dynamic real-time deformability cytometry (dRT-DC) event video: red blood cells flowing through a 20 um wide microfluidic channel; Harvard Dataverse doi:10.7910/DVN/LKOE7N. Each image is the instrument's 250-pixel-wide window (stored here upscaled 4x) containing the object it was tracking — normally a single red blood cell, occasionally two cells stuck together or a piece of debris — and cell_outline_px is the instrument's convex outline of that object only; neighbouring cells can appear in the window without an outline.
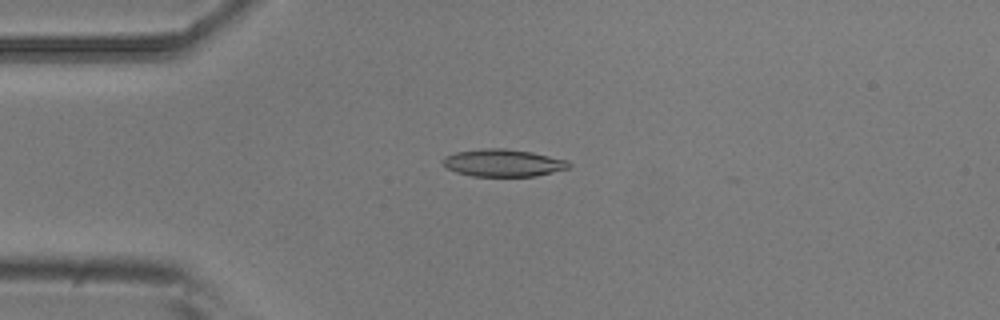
{"species": "common noctule bat (a hibernating species)", "species_latin": "Nyctalus noctula", "temperature_condition": "room temperature", "stored_images_in_passage": 7, "camera_frame_rate_fps": 3000, "um_per_image_px": 0.085, "animal": {"sex": "male", "body_mass_g": 20.5, "forearm_length_mm": 52.5}, "frame": {"image": 1, "passage_image": 3, "time_ms": 0.667, "image_size_px": [1000, 320], "cell_outline_px": [[572, 168], [536, 176], [472, 176], [456, 172], [448, 168], [440, 160], [444, 156], [456, 152], [484, 148], [504, 148], [532, 152], [568, 160], [572, 164]], "centroid_in_image_um": [42.8, 13.84], "position_along_channel_um": 42.2, "area_um2": 20.29}}
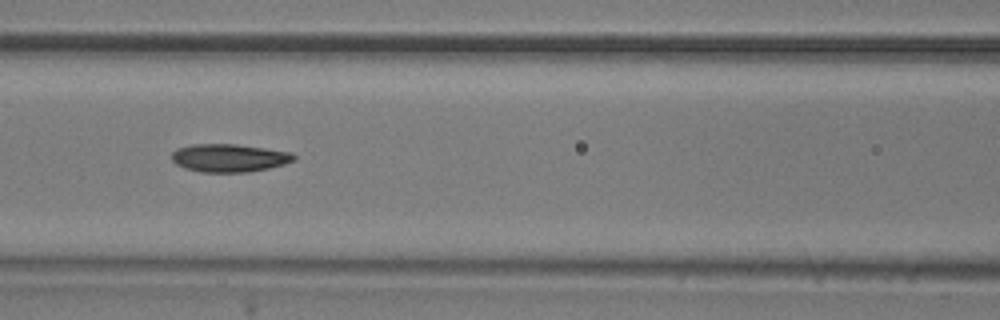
{"frame": {"image": 2, "passage_image": 6, "time_ms": 1.667, "image_size_px": [1000, 320], "cell_outline_px": [[296, 160], [284, 164], [268, 168], [248, 172], [200, 172], [184, 168], [176, 164], [172, 160], [172, 152], [176, 148], [192, 144], [236, 144], [292, 152], [296, 156]], "centroid_in_image_um": [19.47, 13.42], "position_along_channel_um": 147.1, "area_um2": 20.06}}
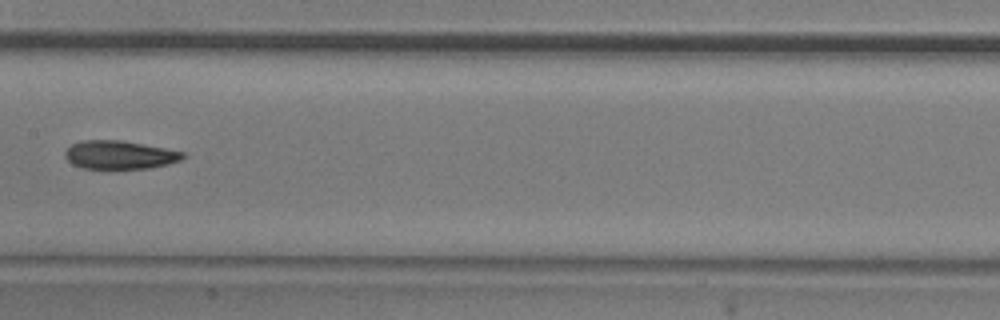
{"frame": {"image": 3, "passage_image": 7, "time_ms": 2.0, "image_size_px": [1000, 320], "cell_outline_px": [[184, 156], [180, 160], [168, 164], [148, 168], [80, 168], [72, 164], [64, 156], [64, 152], [72, 144], [84, 140], [120, 140], [164, 148], [184, 152]], "centroid_in_image_um": [10.13, 13.16], "position_along_channel_um": 197.3, "area_um2": 19.25}}